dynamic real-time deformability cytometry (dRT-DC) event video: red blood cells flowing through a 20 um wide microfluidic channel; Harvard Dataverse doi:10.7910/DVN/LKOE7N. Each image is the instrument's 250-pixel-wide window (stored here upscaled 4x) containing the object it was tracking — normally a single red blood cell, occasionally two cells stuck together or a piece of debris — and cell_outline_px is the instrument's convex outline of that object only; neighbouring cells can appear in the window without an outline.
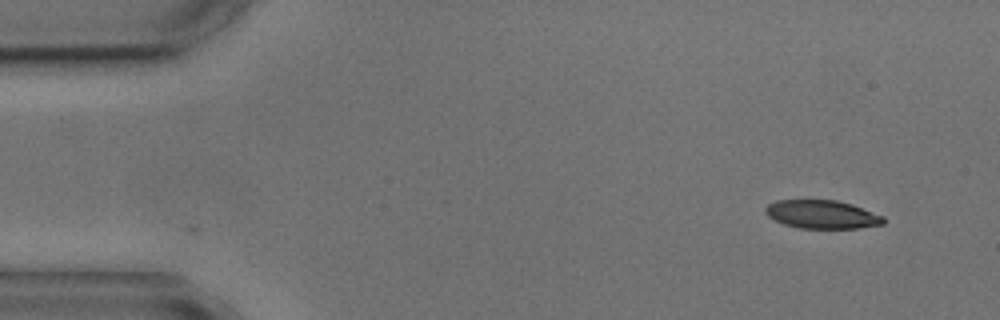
{"species": "common noctule bat (a hibernating species)", "species_latin": "Nyctalus noctula", "temperature_condition": "cold", "stored_images_in_passage": 4, "camera_frame_rate_fps": 3000, "um_per_image_px": 0.085, "animal": {"sex": "male", "body_mass_g": 17.9, "forearm_length_mm": 54.2}, "frame": {"image": 1, "passage_image": 1, "time_ms": 0.0, "image_size_px": [1000, 320], "cell_outline_px": [[884, 224], [860, 228], [800, 228], [784, 224], [768, 216], [764, 212], [764, 208], [768, 204], [776, 200], [836, 200], [852, 204], [884, 216]], "centroid_in_image_um": [69.87, 18.22], "position_along_channel_um": 15.1, "area_um2": 19.54}}
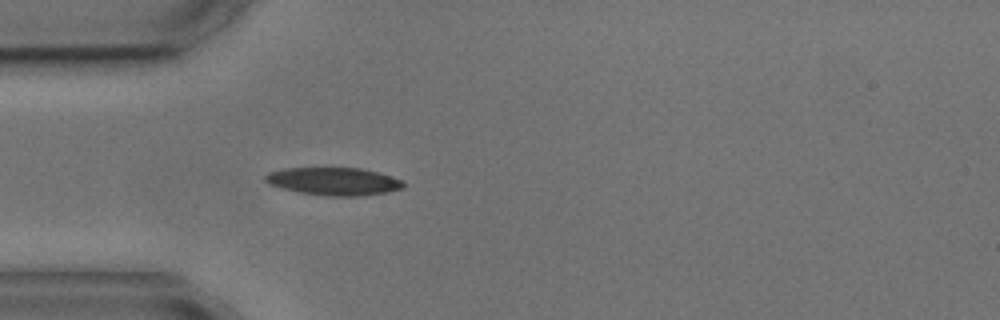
{"frame": {"image": 2, "passage_image": 4, "time_ms": 3.667, "image_size_px": [1000, 320], "cell_outline_px": [[404, 188], [388, 192], [364, 196], [328, 196], [300, 192], [268, 184], [264, 180], [264, 176], [268, 172], [284, 168], [360, 168], [376, 172], [400, 180], [404, 184]], "centroid_in_image_um": [28.34, 15.42], "position_along_channel_um": 56.7, "area_um2": 22.2}}